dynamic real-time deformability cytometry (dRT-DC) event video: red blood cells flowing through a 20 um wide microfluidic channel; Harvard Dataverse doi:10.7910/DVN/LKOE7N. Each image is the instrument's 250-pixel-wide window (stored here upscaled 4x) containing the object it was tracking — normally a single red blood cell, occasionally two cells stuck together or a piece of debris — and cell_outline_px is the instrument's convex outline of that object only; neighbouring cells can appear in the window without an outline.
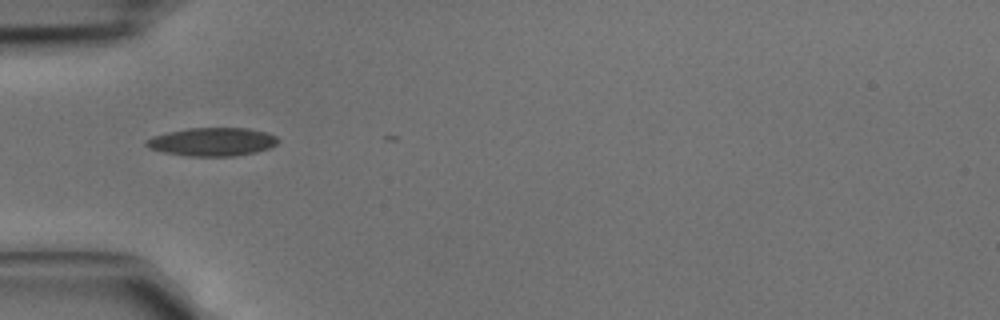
{"species": "common noctule bat (a hibernating species)", "species_latin": "Nyctalus noctula", "temperature_condition": "cold", "stored_images_in_passage": 4, "camera_frame_rate_fps": 3000, "um_per_image_px": 0.085, "animal": {"sex": "male", "body_mass_g": 15.6}, "frame": {"image": 1, "passage_image": 4, "time_ms": 1.0, "image_size_px": [1000, 320], "cell_outline_px": [[280, 140], [276, 144], [268, 148], [256, 152], [232, 156], [188, 156], [164, 152], [148, 148], [144, 144], [144, 140], [152, 136], [168, 132], [188, 128], [248, 128], [268, 132], [276, 136]], "centroid_in_image_um": [18.03, 12.05], "position_along_channel_um": 67.0, "area_um2": 21.85}}